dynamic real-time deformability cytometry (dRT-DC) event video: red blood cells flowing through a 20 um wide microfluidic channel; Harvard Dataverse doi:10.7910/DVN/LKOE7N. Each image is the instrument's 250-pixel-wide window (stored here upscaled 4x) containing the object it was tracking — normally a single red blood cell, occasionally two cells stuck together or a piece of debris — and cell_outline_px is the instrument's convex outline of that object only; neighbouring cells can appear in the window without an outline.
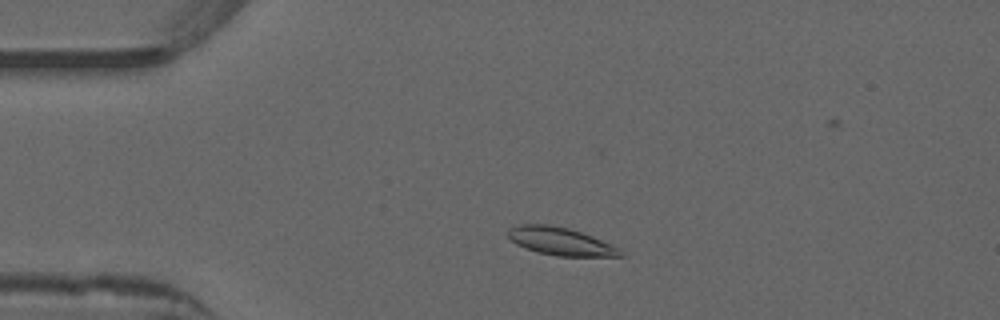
{"species": "common noctule bat (a hibernating species)", "species_latin": "Nyctalus noctula", "temperature_condition": "warm", "stored_images_in_passage": 43, "camera_frame_rate_fps": 3000, "um_per_image_px": 0.085, "animal": {"sex": "male", "forearm_length_mm": 52.5}, "frame": {"image": 1, "passage_image": 2, "time_ms": 0.333, "image_size_px": [1000, 320], "cell_outline_px": [[624, 256], [556, 256], [536, 252], [516, 244], [508, 236], [508, 228], [520, 224], [548, 224], [568, 228], [592, 236], [620, 248]], "centroid_in_image_um": [47.63, 20.51], "position_along_channel_um": 37.4, "area_um2": 18.15}}
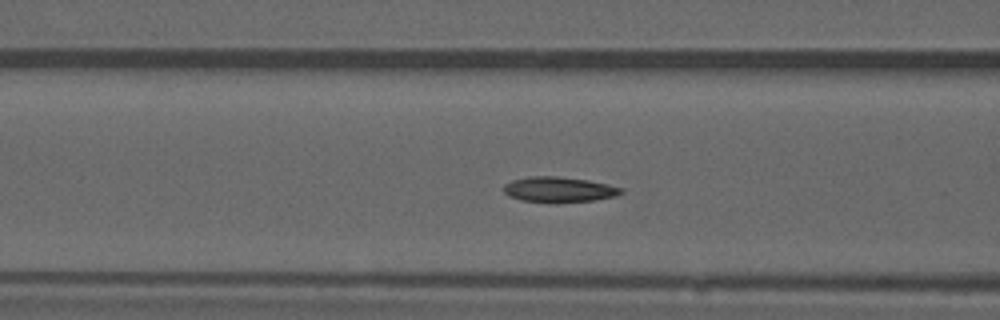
{"frame": {"image": 2, "passage_image": 11, "time_ms": 3.333, "image_size_px": [1000, 320], "cell_outline_px": [[624, 192], [616, 196], [592, 200], [520, 200], [508, 196], [504, 192], [504, 184], [512, 180], [528, 176], [556, 176], [588, 180], [608, 184], [624, 188]], "centroid_in_image_um": [47.52, 16.06], "position_along_channel_um": 119.1, "area_um2": 16.7}}
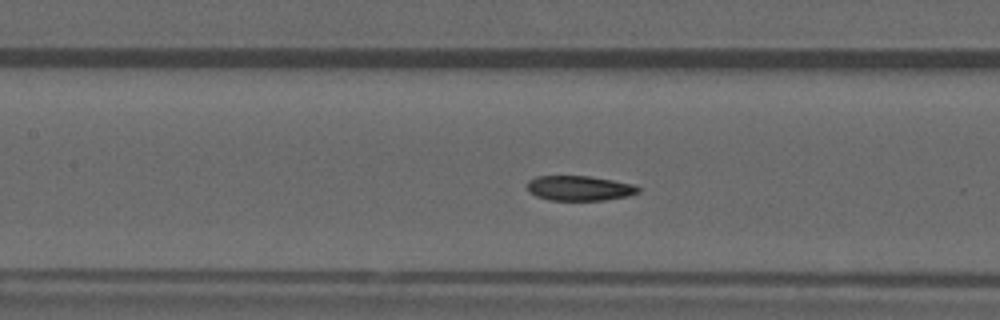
{"frame": {"image": 3, "passage_image": 14, "time_ms": 4.333, "image_size_px": [1000, 320], "cell_outline_px": [[644, 188], [640, 192], [628, 196], [604, 200], [548, 200], [536, 196], [528, 192], [528, 180], [536, 176], [588, 176], [612, 180], [632, 184]], "centroid_in_image_um": [49.27, 16.0], "position_along_channel_um": 158.1, "area_um2": 16.24}, "authors_computed_cell_mechanics": {"area_um2": 16.8776, "velocity_mm_per_s": 3.8988, "shape_relaxation_time_tau1_ms": 4.7646, "shape_relaxation_time_tau2_ms": 1.9993, "deformation_change_tau1": 0.1325, "deformation_change_tau2": 0.0618}}